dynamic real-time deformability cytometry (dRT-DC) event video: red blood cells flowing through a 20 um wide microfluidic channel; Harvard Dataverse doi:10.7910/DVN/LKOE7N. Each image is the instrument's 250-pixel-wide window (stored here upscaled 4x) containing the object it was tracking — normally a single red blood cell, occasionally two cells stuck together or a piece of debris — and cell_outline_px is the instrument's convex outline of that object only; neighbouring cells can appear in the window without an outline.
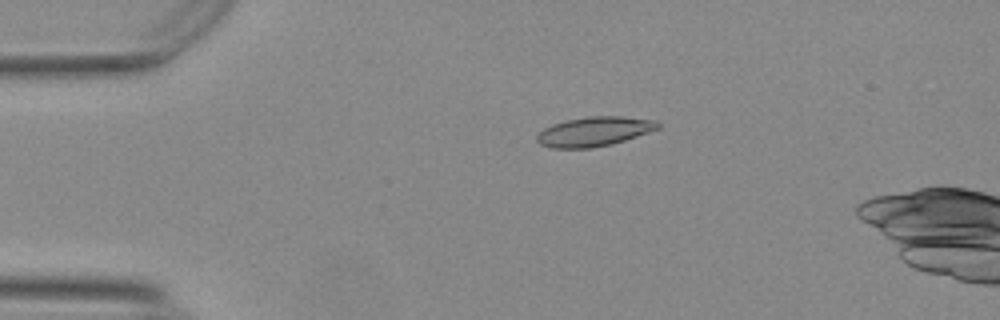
{"species": "Egyptian fruit bat (a non-hibernating species)", "species_latin": "Rousettus aegyptiacus", "temperature_condition": "warm", "stored_images_in_passage": 42, "camera_frame_rate_fps": 3000, "um_per_image_px": 0.085, "animal": {"sex": "female"}, "frame": {"image": 1, "passage_image": 1, "time_ms": 0.0, "image_size_px": [1000, 320], "cell_outline_px": [[660, 128], [612, 144], [592, 148], [552, 148], [540, 144], [536, 140], [536, 136], [544, 128], [552, 124], [568, 120], [588, 116], [624, 116], [656, 120], [660, 124]], "centroid_in_image_um": [50.51, 11.17], "position_along_channel_um": 34.5, "area_um2": 20.75}}
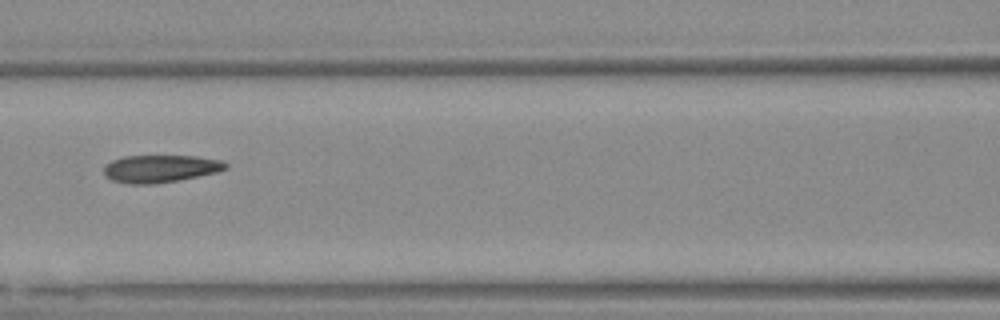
{"frame": {"image": 2, "passage_image": 14, "time_ms": 4.333, "image_size_px": [1000, 320], "cell_outline_px": [[228, 168], [216, 172], [176, 180], [152, 184], [132, 184], [112, 180], [104, 176], [104, 164], [112, 160], [124, 156], [196, 156], [220, 160], [228, 164]], "centroid_in_image_um": [13.59, 14.32], "position_along_channel_um": 153.0, "area_um2": 19.36}}
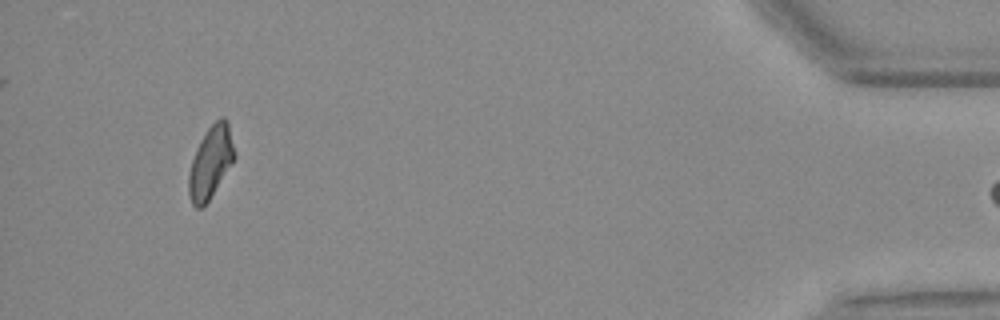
{"frame": {"image": 3, "passage_image": 41, "time_ms": 13.333, "image_size_px": [1000, 320], "cell_outline_px": [[236, 156], [208, 200], [200, 208], [196, 208], [192, 204], [188, 192], [188, 176], [192, 160], [200, 140], [208, 128], [220, 116], [224, 116], [228, 124]], "centroid_in_image_um": [17.89, 13.77], "position_along_channel_um": 417.3, "area_um2": 18.73}}